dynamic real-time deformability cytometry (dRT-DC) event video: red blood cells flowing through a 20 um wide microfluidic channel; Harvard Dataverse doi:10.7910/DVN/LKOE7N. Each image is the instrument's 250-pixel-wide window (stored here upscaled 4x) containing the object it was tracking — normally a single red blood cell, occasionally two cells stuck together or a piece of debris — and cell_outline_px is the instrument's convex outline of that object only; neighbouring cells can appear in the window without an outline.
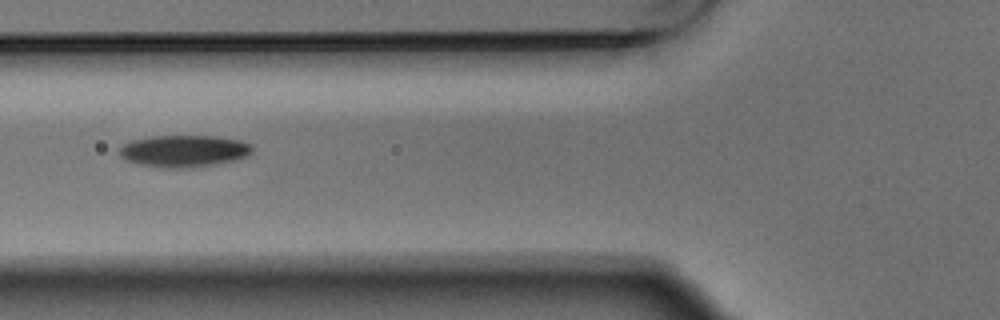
{"species": "Egyptian fruit bat (a non-hibernating species)", "species_latin": "Rousettus aegyptiacus", "temperature_condition": "warm", "stored_images_in_passage": 7, "camera_frame_rate_fps": 3000, "um_per_image_px": 0.085, "animal": {"sex": "male"}, "frame": {"image": 1, "passage_image": 5, "time_ms": 1.333, "image_size_px": [1000, 320], "cell_outline_px": [[252, 152], [248, 156], [216, 164], [192, 168], [168, 168], [140, 164], [128, 160], [120, 156], [120, 148], [124, 144], [132, 140], [152, 136], [216, 136], [240, 140], [252, 144]], "centroid_in_image_um": [15.67, 12.83], "position_along_channel_um": 110.1, "area_um2": 24.62}}
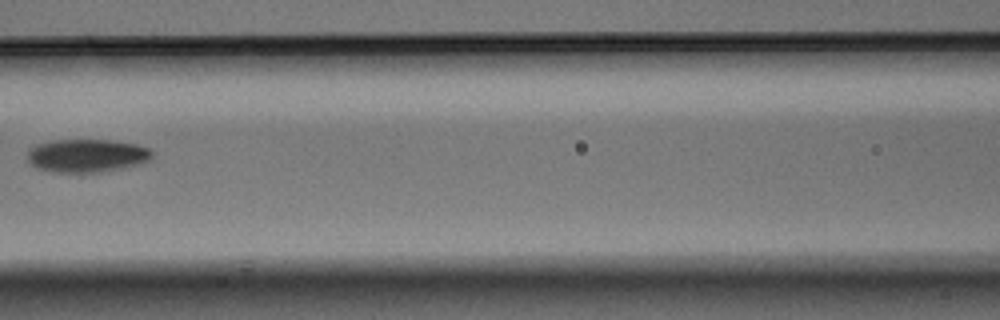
{"frame": {"image": 2, "passage_image": 6, "time_ms": 1.667, "image_size_px": [1000, 320], "cell_outline_px": [[152, 156], [148, 160], [136, 164], [120, 168], [100, 172], [52, 172], [36, 168], [28, 160], [28, 152], [36, 144], [52, 140], [108, 140], [136, 144], [148, 148], [152, 152]], "centroid_in_image_um": [7.34, 13.22], "position_along_channel_um": 159.3, "area_um2": 23.81}}
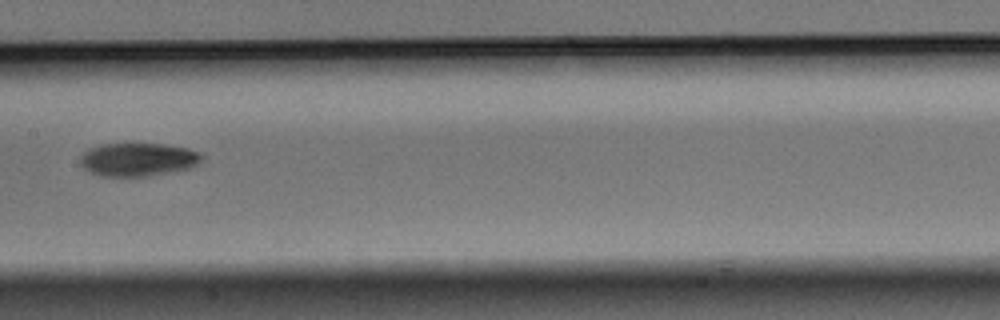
{"frame": {"image": 3, "passage_image": 7, "time_ms": 2.0, "image_size_px": [1000, 320], "cell_outline_px": [[204, 160], [188, 168], [148, 176], [100, 176], [84, 168], [80, 164], [80, 160], [84, 152], [88, 148], [100, 144], [164, 144], [188, 148], [200, 152], [204, 156]], "centroid_in_image_um": [11.74, 13.55], "position_along_channel_um": 195.7, "area_um2": 23.52}}